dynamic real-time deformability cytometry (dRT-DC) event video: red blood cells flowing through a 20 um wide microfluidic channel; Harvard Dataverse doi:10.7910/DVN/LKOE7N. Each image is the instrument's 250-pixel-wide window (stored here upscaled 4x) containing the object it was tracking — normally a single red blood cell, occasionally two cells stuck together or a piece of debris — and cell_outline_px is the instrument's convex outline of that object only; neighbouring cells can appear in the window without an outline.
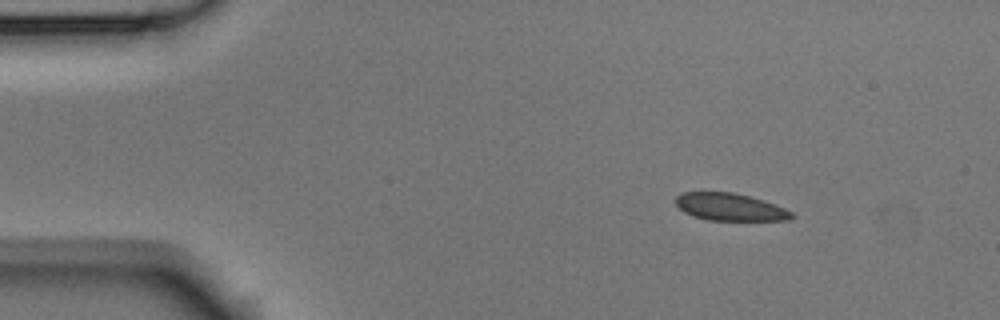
{"species": "Egyptian fruit bat (a non-hibernating species)", "species_latin": "Rousettus aegyptiacus", "temperature_condition": "room temperature", "stored_images_in_passage": 3, "camera_frame_rate_fps": 3000, "um_per_image_px": 0.085, "animal": {"sex": "male"}, "frame": {"image": 1, "passage_image": 1, "time_ms": 0.0, "image_size_px": [1000, 320], "cell_outline_px": [[796, 216], [792, 220], [708, 220], [692, 216], [684, 212], [676, 204], [676, 196], [680, 192], [732, 192], [764, 200], [784, 208], [792, 212]], "centroid_in_image_um": [62.06, 17.6], "position_along_channel_um": 22.9, "area_um2": 18.55}}
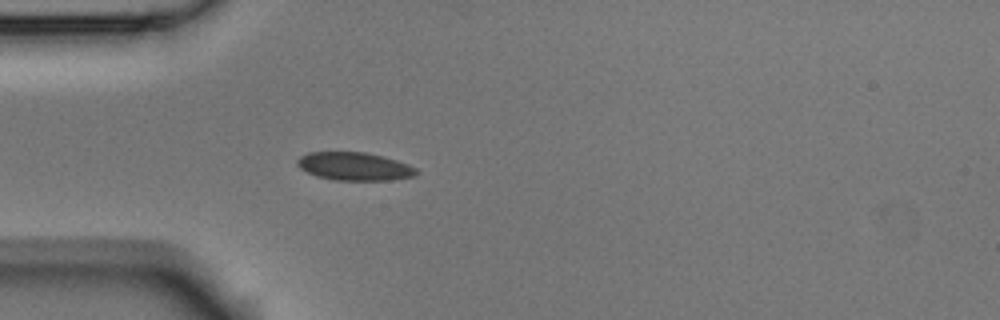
{"frame": {"image": 2, "passage_image": 3, "time_ms": 0.667, "image_size_px": [1000, 320], "cell_outline_px": [[420, 172], [412, 176], [388, 180], [332, 180], [316, 176], [300, 168], [296, 164], [296, 160], [300, 156], [308, 152], [364, 152], [396, 160], [408, 164], [416, 168]], "centroid_in_image_um": [30.09, 14.14], "position_along_channel_um": 54.9, "area_um2": 19.42}}